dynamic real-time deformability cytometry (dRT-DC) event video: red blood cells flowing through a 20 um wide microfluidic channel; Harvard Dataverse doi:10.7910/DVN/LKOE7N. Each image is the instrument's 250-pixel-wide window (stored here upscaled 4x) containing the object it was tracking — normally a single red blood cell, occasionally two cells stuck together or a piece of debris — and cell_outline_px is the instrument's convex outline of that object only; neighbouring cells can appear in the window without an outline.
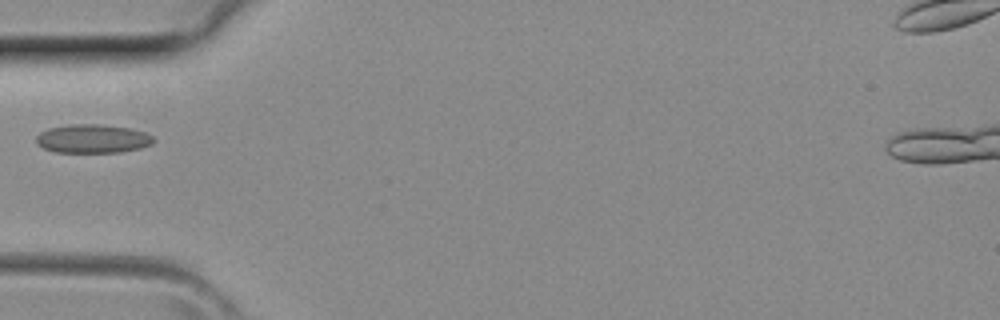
{"species": "common noctule bat (a hibernating species)", "species_latin": "Nyctalus noctula", "temperature_condition": "room temperature", "stored_images_in_passage": 3, "camera_frame_rate_fps": 3000, "um_per_image_px": 0.085, "animal": {"sex": "female", "body_mass_g": 29.2, "forearm_length_mm": 56.3}, "frame": {"image": 1, "passage_image": 3, "time_ms": 0.667, "image_size_px": [1000, 320], "cell_outline_px": [[156, 140], [152, 144], [140, 148], [120, 152], [56, 152], [44, 148], [36, 144], [36, 136], [40, 132], [48, 128], [68, 124], [100, 124], [132, 128], [144, 132], [152, 136]], "centroid_in_image_um": [7.87, 11.78], "position_along_channel_um": 77.1, "area_um2": 19.77}}